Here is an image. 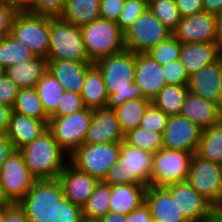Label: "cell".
<instances>
[{"label":"cell","instance_id":"28","mask_svg":"<svg viewBox=\"0 0 222 222\" xmlns=\"http://www.w3.org/2000/svg\"><path fill=\"white\" fill-rule=\"evenodd\" d=\"M80 95L84 107L88 109L96 110L106 107L108 93L103 76L95 65L86 72Z\"/></svg>","mask_w":222,"mask_h":222},{"label":"cell","instance_id":"22","mask_svg":"<svg viewBox=\"0 0 222 222\" xmlns=\"http://www.w3.org/2000/svg\"><path fill=\"white\" fill-rule=\"evenodd\" d=\"M48 71L62 84L65 91L81 93L86 72L94 65L91 62L71 60H47Z\"/></svg>","mask_w":222,"mask_h":222},{"label":"cell","instance_id":"11","mask_svg":"<svg viewBox=\"0 0 222 222\" xmlns=\"http://www.w3.org/2000/svg\"><path fill=\"white\" fill-rule=\"evenodd\" d=\"M170 35L171 31L147 9L124 33L125 49L134 53H146Z\"/></svg>","mask_w":222,"mask_h":222},{"label":"cell","instance_id":"48","mask_svg":"<svg viewBox=\"0 0 222 222\" xmlns=\"http://www.w3.org/2000/svg\"><path fill=\"white\" fill-rule=\"evenodd\" d=\"M16 12L8 2H0V39L10 34L11 22Z\"/></svg>","mask_w":222,"mask_h":222},{"label":"cell","instance_id":"17","mask_svg":"<svg viewBox=\"0 0 222 222\" xmlns=\"http://www.w3.org/2000/svg\"><path fill=\"white\" fill-rule=\"evenodd\" d=\"M189 91L205 100L222 104V68L218 59L211 65L192 73L189 76Z\"/></svg>","mask_w":222,"mask_h":222},{"label":"cell","instance_id":"65","mask_svg":"<svg viewBox=\"0 0 222 222\" xmlns=\"http://www.w3.org/2000/svg\"><path fill=\"white\" fill-rule=\"evenodd\" d=\"M220 114H221V117H222V104L220 106Z\"/></svg>","mask_w":222,"mask_h":222},{"label":"cell","instance_id":"35","mask_svg":"<svg viewBox=\"0 0 222 222\" xmlns=\"http://www.w3.org/2000/svg\"><path fill=\"white\" fill-rule=\"evenodd\" d=\"M110 198L111 185L100 181L82 207L83 217L99 220L103 218L109 212Z\"/></svg>","mask_w":222,"mask_h":222},{"label":"cell","instance_id":"46","mask_svg":"<svg viewBox=\"0 0 222 222\" xmlns=\"http://www.w3.org/2000/svg\"><path fill=\"white\" fill-rule=\"evenodd\" d=\"M19 87L9 79L5 74L0 78V104L13 106Z\"/></svg>","mask_w":222,"mask_h":222},{"label":"cell","instance_id":"24","mask_svg":"<svg viewBox=\"0 0 222 222\" xmlns=\"http://www.w3.org/2000/svg\"><path fill=\"white\" fill-rule=\"evenodd\" d=\"M46 130L47 124L44 121L12 112L6 135L13 144L14 149L20 150L26 144L38 138Z\"/></svg>","mask_w":222,"mask_h":222},{"label":"cell","instance_id":"6","mask_svg":"<svg viewBox=\"0 0 222 222\" xmlns=\"http://www.w3.org/2000/svg\"><path fill=\"white\" fill-rule=\"evenodd\" d=\"M10 35L35 55L47 58L49 50V16L17 10L11 22Z\"/></svg>","mask_w":222,"mask_h":222},{"label":"cell","instance_id":"13","mask_svg":"<svg viewBox=\"0 0 222 222\" xmlns=\"http://www.w3.org/2000/svg\"><path fill=\"white\" fill-rule=\"evenodd\" d=\"M37 179L25 165L20 150H13L0 168L2 191L10 203L20 202Z\"/></svg>","mask_w":222,"mask_h":222},{"label":"cell","instance_id":"37","mask_svg":"<svg viewBox=\"0 0 222 222\" xmlns=\"http://www.w3.org/2000/svg\"><path fill=\"white\" fill-rule=\"evenodd\" d=\"M124 141L130 146L156 153L163 148L162 133L148 131L137 127L125 134Z\"/></svg>","mask_w":222,"mask_h":222},{"label":"cell","instance_id":"12","mask_svg":"<svg viewBox=\"0 0 222 222\" xmlns=\"http://www.w3.org/2000/svg\"><path fill=\"white\" fill-rule=\"evenodd\" d=\"M186 182L212 205L222 203V165L193 154Z\"/></svg>","mask_w":222,"mask_h":222},{"label":"cell","instance_id":"26","mask_svg":"<svg viewBox=\"0 0 222 222\" xmlns=\"http://www.w3.org/2000/svg\"><path fill=\"white\" fill-rule=\"evenodd\" d=\"M147 187L135 183L111 185L109 212L128 215L145 202Z\"/></svg>","mask_w":222,"mask_h":222},{"label":"cell","instance_id":"29","mask_svg":"<svg viewBox=\"0 0 222 222\" xmlns=\"http://www.w3.org/2000/svg\"><path fill=\"white\" fill-rule=\"evenodd\" d=\"M59 17L76 26L91 23L100 18V0H66Z\"/></svg>","mask_w":222,"mask_h":222},{"label":"cell","instance_id":"4","mask_svg":"<svg viewBox=\"0 0 222 222\" xmlns=\"http://www.w3.org/2000/svg\"><path fill=\"white\" fill-rule=\"evenodd\" d=\"M47 60L90 62L84 47L81 26L49 16V50Z\"/></svg>","mask_w":222,"mask_h":222},{"label":"cell","instance_id":"50","mask_svg":"<svg viewBox=\"0 0 222 222\" xmlns=\"http://www.w3.org/2000/svg\"><path fill=\"white\" fill-rule=\"evenodd\" d=\"M6 222H29L25 209L19 202L6 205Z\"/></svg>","mask_w":222,"mask_h":222},{"label":"cell","instance_id":"43","mask_svg":"<svg viewBox=\"0 0 222 222\" xmlns=\"http://www.w3.org/2000/svg\"><path fill=\"white\" fill-rule=\"evenodd\" d=\"M80 93L65 91L56 111L50 117H64L84 109Z\"/></svg>","mask_w":222,"mask_h":222},{"label":"cell","instance_id":"25","mask_svg":"<svg viewBox=\"0 0 222 222\" xmlns=\"http://www.w3.org/2000/svg\"><path fill=\"white\" fill-rule=\"evenodd\" d=\"M219 58L217 43H185L180 49L179 60L190 76L211 65Z\"/></svg>","mask_w":222,"mask_h":222},{"label":"cell","instance_id":"5","mask_svg":"<svg viewBox=\"0 0 222 222\" xmlns=\"http://www.w3.org/2000/svg\"><path fill=\"white\" fill-rule=\"evenodd\" d=\"M83 43L91 63L125 49L124 33L114 21L96 19L81 26Z\"/></svg>","mask_w":222,"mask_h":222},{"label":"cell","instance_id":"62","mask_svg":"<svg viewBox=\"0 0 222 222\" xmlns=\"http://www.w3.org/2000/svg\"><path fill=\"white\" fill-rule=\"evenodd\" d=\"M201 222H216L212 217L202 220Z\"/></svg>","mask_w":222,"mask_h":222},{"label":"cell","instance_id":"21","mask_svg":"<svg viewBox=\"0 0 222 222\" xmlns=\"http://www.w3.org/2000/svg\"><path fill=\"white\" fill-rule=\"evenodd\" d=\"M153 222H189L164 187L149 186L145 194Z\"/></svg>","mask_w":222,"mask_h":222},{"label":"cell","instance_id":"40","mask_svg":"<svg viewBox=\"0 0 222 222\" xmlns=\"http://www.w3.org/2000/svg\"><path fill=\"white\" fill-rule=\"evenodd\" d=\"M148 7L146 0H126L116 24L125 33Z\"/></svg>","mask_w":222,"mask_h":222},{"label":"cell","instance_id":"39","mask_svg":"<svg viewBox=\"0 0 222 222\" xmlns=\"http://www.w3.org/2000/svg\"><path fill=\"white\" fill-rule=\"evenodd\" d=\"M181 46L182 43L172 34L166 40L151 48L146 54L163 66L179 59Z\"/></svg>","mask_w":222,"mask_h":222},{"label":"cell","instance_id":"34","mask_svg":"<svg viewBox=\"0 0 222 222\" xmlns=\"http://www.w3.org/2000/svg\"><path fill=\"white\" fill-rule=\"evenodd\" d=\"M12 110L13 112L44 121L48 125L50 117L45 113L35 87L19 89Z\"/></svg>","mask_w":222,"mask_h":222},{"label":"cell","instance_id":"57","mask_svg":"<svg viewBox=\"0 0 222 222\" xmlns=\"http://www.w3.org/2000/svg\"><path fill=\"white\" fill-rule=\"evenodd\" d=\"M211 217L216 222H222V203L213 205Z\"/></svg>","mask_w":222,"mask_h":222},{"label":"cell","instance_id":"32","mask_svg":"<svg viewBox=\"0 0 222 222\" xmlns=\"http://www.w3.org/2000/svg\"><path fill=\"white\" fill-rule=\"evenodd\" d=\"M196 155L206 161L222 165V121L202 130Z\"/></svg>","mask_w":222,"mask_h":222},{"label":"cell","instance_id":"47","mask_svg":"<svg viewBox=\"0 0 222 222\" xmlns=\"http://www.w3.org/2000/svg\"><path fill=\"white\" fill-rule=\"evenodd\" d=\"M126 0H100V18L116 22Z\"/></svg>","mask_w":222,"mask_h":222},{"label":"cell","instance_id":"49","mask_svg":"<svg viewBox=\"0 0 222 222\" xmlns=\"http://www.w3.org/2000/svg\"><path fill=\"white\" fill-rule=\"evenodd\" d=\"M182 17L194 15L203 11L202 0H175Z\"/></svg>","mask_w":222,"mask_h":222},{"label":"cell","instance_id":"63","mask_svg":"<svg viewBox=\"0 0 222 222\" xmlns=\"http://www.w3.org/2000/svg\"><path fill=\"white\" fill-rule=\"evenodd\" d=\"M5 69L0 65V78L4 75Z\"/></svg>","mask_w":222,"mask_h":222},{"label":"cell","instance_id":"61","mask_svg":"<svg viewBox=\"0 0 222 222\" xmlns=\"http://www.w3.org/2000/svg\"><path fill=\"white\" fill-rule=\"evenodd\" d=\"M80 222H100V220L99 219H90V218L82 217Z\"/></svg>","mask_w":222,"mask_h":222},{"label":"cell","instance_id":"19","mask_svg":"<svg viewBox=\"0 0 222 222\" xmlns=\"http://www.w3.org/2000/svg\"><path fill=\"white\" fill-rule=\"evenodd\" d=\"M124 138L125 134L112 109L93 110V116L84 143H121Z\"/></svg>","mask_w":222,"mask_h":222},{"label":"cell","instance_id":"52","mask_svg":"<svg viewBox=\"0 0 222 222\" xmlns=\"http://www.w3.org/2000/svg\"><path fill=\"white\" fill-rule=\"evenodd\" d=\"M14 147L6 134L0 133V168L9 155L13 152Z\"/></svg>","mask_w":222,"mask_h":222},{"label":"cell","instance_id":"15","mask_svg":"<svg viewBox=\"0 0 222 222\" xmlns=\"http://www.w3.org/2000/svg\"><path fill=\"white\" fill-rule=\"evenodd\" d=\"M202 130L181 115L170 116L162 133L163 148L196 154Z\"/></svg>","mask_w":222,"mask_h":222},{"label":"cell","instance_id":"8","mask_svg":"<svg viewBox=\"0 0 222 222\" xmlns=\"http://www.w3.org/2000/svg\"><path fill=\"white\" fill-rule=\"evenodd\" d=\"M120 143H84L69 156V162L79 171L103 181L108 170L118 161Z\"/></svg>","mask_w":222,"mask_h":222},{"label":"cell","instance_id":"27","mask_svg":"<svg viewBox=\"0 0 222 222\" xmlns=\"http://www.w3.org/2000/svg\"><path fill=\"white\" fill-rule=\"evenodd\" d=\"M48 69L46 57L35 55L5 69L4 74L20 89L35 87Z\"/></svg>","mask_w":222,"mask_h":222},{"label":"cell","instance_id":"64","mask_svg":"<svg viewBox=\"0 0 222 222\" xmlns=\"http://www.w3.org/2000/svg\"><path fill=\"white\" fill-rule=\"evenodd\" d=\"M218 59L220 60L221 68H222V54H219V58Z\"/></svg>","mask_w":222,"mask_h":222},{"label":"cell","instance_id":"14","mask_svg":"<svg viewBox=\"0 0 222 222\" xmlns=\"http://www.w3.org/2000/svg\"><path fill=\"white\" fill-rule=\"evenodd\" d=\"M219 17L199 12L182 17L173 35L182 43H217Z\"/></svg>","mask_w":222,"mask_h":222},{"label":"cell","instance_id":"54","mask_svg":"<svg viewBox=\"0 0 222 222\" xmlns=\"http://www.w3.org/2000/svg\"><path fill=\"white\" fill-rule=\"evenodd\" d=\"M203 11L214 14L218 17L222 16V0H202Z\"/></svg>","mask_w":222,"mask_h":222},{"label":"cell","instance_id":"59","mask_svg":"<svg viewBox=\"0 0 222 222\" xmlns=\"http://www.w3.org/2000/svg\"><path fill=\"white\" fill-rule=\"evenodd\" d=\"M9 203L10 202L6 199V197L3 194L2 186H1V182H0V210H2Z\"/></svg>","mask_w":222,"mask_h":222},{"label":"cell","instance_id":"30","mask_svg":"<svg viewBox=\"0 0 222 222\" xmlns=\"http://www.w3.org/2000/svg\"><path fill=\"white\" fill-rule=\"evenodd\" d=\"M151 104L152 101L145 98L130 99L113 109L124 134L140 126L141 119Z\"/></svg>","mask_w":222,"mask_h":222},{"label":"cell","instance_id":"16","mask_svg":"<svg viewBox=\"0 0 222 222\" xmlns=\"http://www.w3.org/2000/svg\"><path fill=\"white\" fill-rule=\"evenodd\" d=\"M176 200L189 222H201L211 217L213 205L197 193L186 181L164 187Z\"/></svg>","mask_w":222,"mask_h":222},{"label":"cell","instance_id":"20","mask_svg":"<svg viewBox=\"0 0 222 222\" xmlns=\"http://www.w3.org/2000/svg\"><path fill=\"white\" fill-rule=\"evenodd\" d=\"M162 65L146 53H135V82L145 99L152 101L166 86Z\"/></svg>","mask_w":222,"mask_h":222},{"label":"cell","instance_id":"41","mask_svg":"<svg viewBox=\"0 0 222 222\" xmlns=\"http://www.w3.org/2000/svg\"><path fill=\"white\" fill-rule=\"evenodd\" d=\"M168 119L169 116L167 114L151 104L141 119L139 127L148 131L163 133L167 126Z\"/></svg>","mask_w":222,"mask_h":222},{"label":"cell","instance_id":"18","mask_svg":"<svg viewBox=\"0 0 222 222\" xmlns=\"http://www.w3.org/2000/svg\"><path fill=\"white\" fill-rule=\"evenodd\" d=\"M62 186L64 198L82 208L94 192L99 180L79 171L70 162L57 178Z\"/></svg>","mask_w":222,"mask_h":222},{"label":"cell","instance_id":"2","mask_svg":"<svg viewBox=\"0 0 222 222\" xmlns=\"http://www.w3.org/2000/svg\"><path fill=\"white\" fill-rule=\"evenodd\" d=\"M25 165L37 179H57L69 163V155L47 129L38 138L20 149Z\"/></svg>","mask_w":222,"mask_h":222},{"label":"cell","instance_id":"10","mask_svg":"<svg viewBox=\"0 0 222 222\" xmlns=\"http://www.w3.org/2000/svg\"><path fill=\"white\" fill-rule=\"evenodd\" d=\"M193 154L161 148L153 157L150 186L165 187L186 181Z\"/></svg>","mask_w":222,"mask_h":222},{"label":"cell","instance_id":"42","mask_svg":"<svg viewBox=\"0 0 222 222\" xmlns=\"http://www.w3.org/2000/svg\"><path fill=\"white\" fill-rule=\"evenodd\" d=\"M82 217V208L63 198L55 207L52 218L48 222H80Z\"/></svg>","mask_w":222,"mask_h":222},{"label":"cell","instance_id":"38","mask_svg":"<svg viewBox=\"0 0 222 222\" xmlns=\"http://www.w3.org/2000/svg\"><path fill=\"white\" fill-rule=\"evenodd\" d=\"M148 6L155 17L173 33L182 18L175 0H152Z\"/></svg>","mask_w":222,"mask_h":222},{"label":"cell","instance_id":"31","mask_svg":"<svg viewBox=\"0 0 222 222\" xmlns=\"http://www.w3.org/2000/svg\"><path fill=\"white\" fill-rule=\"evenodd\" d=\"M188 92V85H166L152 100V104L169 117L180 115Z\"/></svg>","mask_w":222,"mask_h":222},{"label":"cell","instance_id":"53","mask_svg":"<svg viewBox=\"0 0 222 222\" xmlns=\"http://www.w3.org/2000/svg\"><path fill=\"white\" fill-rule=\"evenodd\" d=\"M12 112L11 106L0 104V133L6 134L8 131Z\"/></svg>","mask_w":222,"mask_h":222},{"label":"cell","instance_id":"60","mask_svg":"<svg viewBox=\"0 0 222 222\" xmlns=\"http://www.w3.org/2000/svg\"><path fill=\"white\" fill-rule=\"evenodd\" d=\"M0 222H6V206L0 210Z\"/></svg>","mask_w":222,"mask_h":222},{"label":"cell","instance_id":"3","mask_svg":"<svg viewBox=\"0 0 222 222\" xmlns=\"http://www.w3.org/2000/svg\"><path fill=\"white\" fill-rule=\"evenodd\" d=\"M154 153L120 143L118 161L110 167L103 183L108 185L135 183L150 186Z\"/></svg>","mask_w":222,"mask_h":222},{"label":"cell","instance_id":"56","mask_svg":"<svg viewBox=\"0 0 222 222\" xmlns=\"http://www.w3.org/2000/svg\"><path fill=\"white\" fill-rule=\"evenodd\" d=\"M16 10H26L31 5V0H7Z\"/></svg>","mask_w":222,"mask_h":222},{"label":"cell","instance_id":"58","mask_svg":"<svg viewBox=\"0 0 222 222\" xmlns=\"http://www.w3.org/2000/svg\"><path fill=\"white\" fill-rule=\"evenodd\" d=\"M217 46L219 54H222V16L219 17V22H218Z\"/></svg>","mask_w":222,"mask_h":222},{"label":"cell","instance_id":"51","mask_svg":"<svg viewBox=\"0 0 222 222\" xmlns=\"http://www.w3.org/2000/svg\"><path fill=\"white\" fill-rule=\"evenodd\" d=\"M126 222H152L149 206L144 202L126 216Z\"/></svg>","mask_w":222,"mask_h":222},{"label":"cell","instance_id":"1","mask_svg":"<svg viewBox=\"0 0 222 222\" xmlns=\"http://www.w3.org/2000/svg\"><path fill=\"white\" fill-rule=\"evenodd\" d=\"M103 76L108 93L106 109H115L124 101L144 98L135 82V53L124 49L94 63Z\"/></svg>","mask_w":222,"mask_h":222},{"label":"cell","instance_id":"55","mask_svg":"<svg viewBox=\"0 0 222 222\" xmlns=\"http://www.w3.org/2000/svg\"><path fill=\"white\" fill-rule=\"evenodd\" d=\"M100 222H126V215L108 212Z\"/></svg>","mask_w":222,"mask_h":222},{"label":"cell","instance_id":"45","mask_svg":"<svg viewBox=\"0 0 222 222\" xmlns=\"http://www.w3.org/2000/svg\"><path fill=\"white\" fill-rule=\"evenodd\" d=\"M66 0H31L26 11L48 16H59L64 9Z\"/></svg>","mask_w":222,"mask_h":222},{"label":"cell","instance_id":"9","mask_svg":"<svg viewBox=\"0 0 222 222\" xmlns=\"http://www.w3.org/2000/svg\"><path fill=\"white\" fill-rule=\"evenodd\" d=\"M93 110L84 108L64 117H50L47 129L59 146L70 156L85 142Z\"/></svg>","mask_w":222,"mask_h":222},{"label":"cell","instance_id":"33","mask_svg":"<svg viewBox=\"0 0 222 222\" xmlns=\"http://www.w3.org/2000/svg\"><path fill=\"white\" fill-rule=\"evenodd\" d=\"M35 88L45 113L50 117L56 111L65 89L48 70L37 82Z\"/></svg>","mask_w":222,"mask_h":222},{"label":"cell","instance_id":"36","mask_svg":"<svg viewBox=\"0 0 222 222\" xmlns=\"http://www.w3.org/2000/svg\"><path fill=\"white\" fill-rule=\"evenodd\" d=\"M34 56L35 54L28 47L10 34L0 39V65L4 69Z\"/></svg>","mask_w":222,"mask_h":222},{"label":"cell","instance_id":"7","mask_svg":"<svg viewBox=\"0 0 222 222\" xmlns=\"http://www.w3.org/2000/svg\"><path fill=\"white\" fill-rule=\"evenodd\" d=\"M63 198V189L58 179H43L35 181L19 204L25 209L29 222H48Z\"/></svg>","mask_w":222,"mask_h":222},{"label":"cell","instance_id":"23","mask_svg":"<svg viewBox=\"0 0 222 222\" xmlns=\"http://www.w3.org/2000/svg\"><path fill=\"white\" fill-rule=\"evenodd\" d=\"M181 116L185 117L201 130L213 127L222 121L220 107L204 98L188 92Z\"/></svg>","mask_w":222,"mask_h":222},{"label":"cell","instance_id":"44","mask_svg":"<svg viewBox=\"0 0 222 222\" xmlns=\"http://www.w3.org/2000/svg\"><path fill=\"white\" fill-rule=\"evenodd\" d=\"M166 85H188L189 75L180 60H174L162 66Z\"/></svg>","mask_w":222,"mask_h":222}]
</instances>
